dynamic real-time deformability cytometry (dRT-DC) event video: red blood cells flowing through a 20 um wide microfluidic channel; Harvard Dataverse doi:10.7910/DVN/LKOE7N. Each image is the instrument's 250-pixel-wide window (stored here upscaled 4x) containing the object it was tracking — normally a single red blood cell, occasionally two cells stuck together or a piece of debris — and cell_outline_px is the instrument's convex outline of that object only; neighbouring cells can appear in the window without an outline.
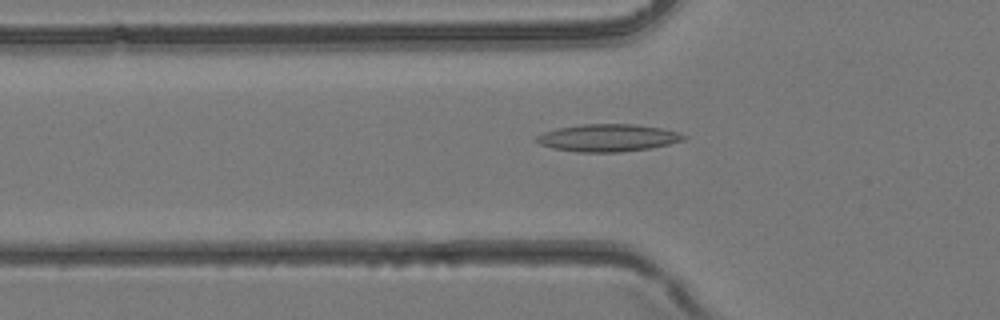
{"species": "common noctule bat (a hibernating species)", "species_latin": "Nyctalus noctula", "temperature_condition": "room temperature", "stored_images_in_passage": 40, "camera_frame_rate_fps": 3000, "um_per_image_px": 0.085, "animal": {"sex": "female", "body_mass_g": 24.6, "forearm_length_mm": 56.2}, "frame": {"image": 1, "passage_image": 14, "time_ms": 4.333, "image_size_px": [1000, 320], "cell_outline_px": [[688, 136], [684, 140], [652, 148], [620, 152], [576, 152], [552, 148], [540, 144], [532, 140], [536, 136], [544, 132], [556, 128], [580, 124], [636, 124], [660, 128], [676, 132]], "centroid_in_image_um": [51.62, 11.72], "position_along_channel_um": 74.2, "area_um2": 23.64}}
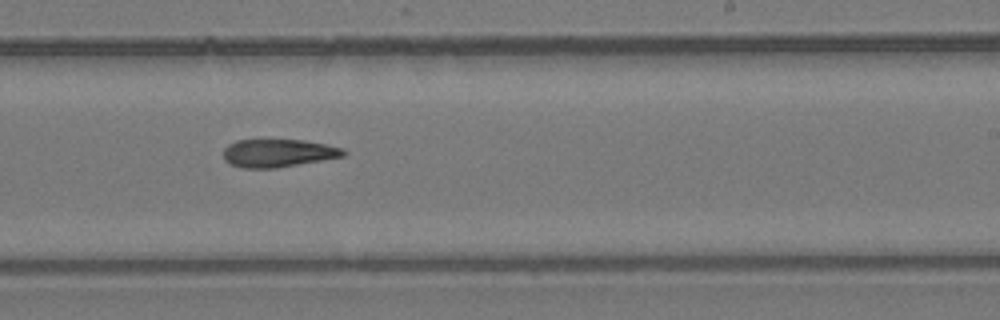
{"frame": {"image": 2, "passage_image": 25, "time_ms": 8.0, "image_size_px": [1000, 320], "cell_outline_px": [[348, 152], [344, 156], [276, 168], [244, 168], [232, 164], [224, 160], [224, 148], [228, 144], [236, 140], [304, 140], [344, 148]], "centroid_in_image_um": [23.65, 13.01], "position_along_channel_um": 265.4, "area_um2": 19.48}}
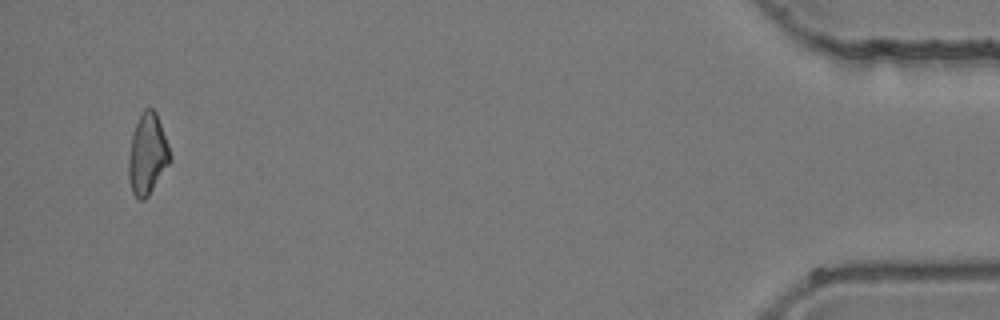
{"frame": {"image": 3, "passage_image": 39, "time_ms": 12.667, "image_size_px": [1000, 320], "cell_outline_px": [[172, 160], [148, 196], [144, 200], [136, 200], [132, 192], [128, 176], [128, 156], [132, 136], [140, 112], [144, 108], [152, 108], [156, 112], [168, 144], [172, 156]], "centroid_in_image_um": [12.53, 13.12], "position_along_channel_um": 422.7, "area_um2": 19.71}}